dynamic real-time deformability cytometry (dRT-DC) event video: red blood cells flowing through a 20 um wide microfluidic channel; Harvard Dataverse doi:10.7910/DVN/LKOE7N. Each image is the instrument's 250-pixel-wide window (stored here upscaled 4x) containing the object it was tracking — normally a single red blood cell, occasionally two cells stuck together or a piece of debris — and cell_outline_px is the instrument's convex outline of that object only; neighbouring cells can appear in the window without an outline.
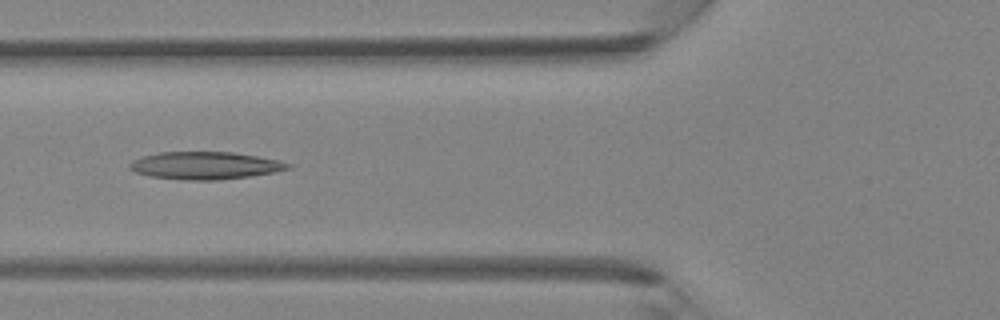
{"species": "Egyptian fruit bat (a non-hibernating species)", "species_latin": "Rousettus aegyptiacus", "temperature_condition": "room temperature", "stored_images_in_passage": 31, "camera_frame_rate_fps": 3000, "um_per_image_px": 0.085, "animal": {"sex": "female"}, "frame": {"image": 1, "passage_image": 9, "time_ms": 2.667, "image_size_px": [1000, 320], "cell_outline_px": [[292, 168], [272, 172], [248, 176], [220, 180], [180, 180], [148, 176], [136, 172], [128, 168], [128, 164], [132, 160], [144, 156], [160, 152], [232, 152], [280, 160], [292, 164]], "centroid_in_image_um": [17.41, 14.07], "position_along_channel_um": 108.4, "area_um2": 25.43}}
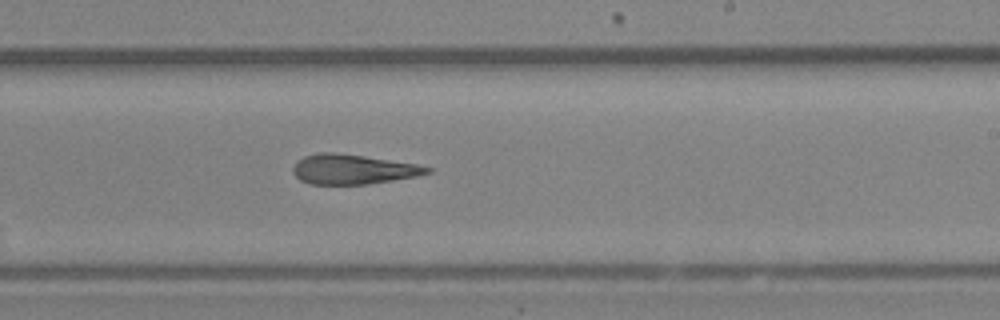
{"frame": {"image": 2, "passage_image": 18, "time_ms": 5.667, "image_size_px": [1000, 320], "cell_outline_px": [[432, 172], [416, 176], [368, 184], [312, 184], [300, 180], [292, 172], [292, 168], [304, 156], [320, 152], [332, 152], [364, 156], [416, 164], [432, 168]], "centroid_in_image_um": [30.0, 14.39], "position_along_channel_um": 259.0, "area_um2": 23.0}}
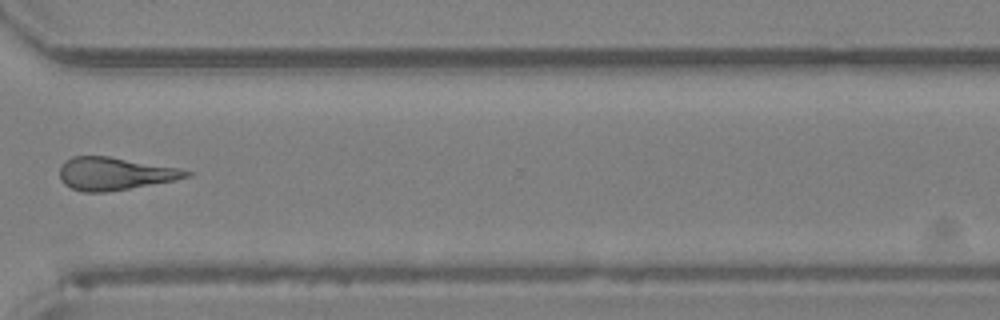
{"frame": {"image": 3, "passage_image": 24, "time_ms": 7.667, "image_size_px": [1000, 320], "cell_outline_px": [[192, 172], [188, 176], [176, 180], [104, 192], [84, 192], [72, 188], [64, 184], [60, 180], [60, 164], [64, 160], [72, 156], [108, 156], [180, 168]], "centroid_in_image_um": [9.71, 14.75], "position_along_channel_um": 360.9, "area_um2": 24.04}}